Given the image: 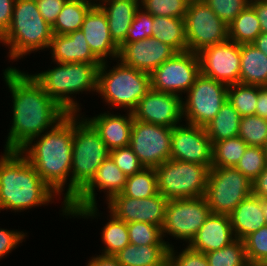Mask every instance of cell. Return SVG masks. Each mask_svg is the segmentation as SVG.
<instances>
[{"label": "cell", "mask_w": 267, "mask_h": 266, "mask_svg": "<svg viewBox=\"0 0 267 266\" xmlns=\"http://www.w3.org/2000/svg\"><path fill=\"white\" fill-rule=\"evenodd\" d=\"M3 75L13 99L12 125L4 147L20 150L32 138L54 128L69 113L49 97L31 74L8 67Z\"/></svg>", "instance_id": "cell-1"}, {"label": "cell", "mask_w": 267, "mask_h": 266, "mask_svg": "<svg viewBox=\"0 0 267 266\" xmlns=\"http://www.w3.org/2000/svg\"><path fill=\"white\" fill-rule=\"evenodd\" d=\"M72 148L73 114H68L54 128L32 138L19 150L42 180L59 196L64 194L61 193L64 186L69 184L62 206L63 214L67 216V205L71 202V178L68 177L71 175Z\"/></svg>", "instance_id": "cell-2"}, {"label": "cell", "mask_w": 267, "mask_h": 266, "mask_svg": "<svg viewBox=\"0 0 267 266\" xmlns=\"http://www.w3.org/2000/svg\"><path fill=\"white\" fill-rule=\"evenodd\" d=\"M56 195L19 150H4L0 158V210L24 211L53 202Z\"/></svg>", "instance_id": "cell-3"}, {"label": "cell", "mask_w": 267, "mask_h": 266, "mask_svg": "<svg viewBox=\"0 0 267 266\" xmlns=\"http://www.w3.org/2000/svg\"><path fill=\"white\" fill-rule=\"evenodd\" d=\"M57 67L32 74L50 98L69 114L80 112L72 94L83 91L97 92L98 69L102 63H56Z\"/></svg>", "instance_id": "cell-4"}, {"label": "cell", "mask_w": 267, "mask_h": 266, "mask_svg": "<svg viewBox=\"0 0 267 266\" xmlns=\"http://www.w3.org/2000/svg\"><path fill=\"white\" fill-rule=\"evenodd\" d=\"M52 36V27L40 14L37 3L16 0L11 25L0 43L10 49L9 58L17 61L33 51L49 49Z\"/></svg>", "instance_id": "cell-5"}, {"label": "cell", "mask_w": 267, "mask_h": 266, "mask_svg": "<svg viewBox=\"0 0 267 266\" xmlns=\"http://www.w3.org/2000/svg\"><path fill=\"white\" fill-rule=\"evenodd\" d=\"M79 115L73 113L71 201L92 180L110 152L95 129Z\"/></svg>", "instance_id": "cell-6"}, {"label": "cell", "mask_w": 267, "mask_h": 266, "mask_svg": "<svg viewBox=\"0 0 267 266\" xmlns=\"http://www.w3.org/2000/svg\"><path fill=\"white\" fill-rule=\"evenodd\" d=\"M107 60L98 69L97 92L111 107L132 112L139 100L151 89L150 74L120 61L107 70ZM129 109V110H128Z\"/></svg>", "instance_id": "cell-7"}, {"label": "cell", "mask_w": 267, "mask_h": 266, "mask_svg": "<svg viewBox=\"0 0 267 266\" xmlns=\"http://www.w3.org/2000/svg\"><path fill=\"white\" fill-rule=\"evenodd\" d=\"M154 169L158 192L168 200L205 195L210 170L207 166L169 159Z\"/></svg>", "instance_id": "cell-8"}, {"label": "cell", "mask_w": 267, "mask_h": 266, "mask_svg": "<svg viewBox=\"0 0 267 266\" xmlns=\"http://www.w3.org/2000/svg\"><path fill=\"white\" fill-rule=\"evenodd\" d=\"M252 195V181L235 167H211L205 199L211 213L230 215L237 205Z\"/></svg>", "instance_id": "cell-9"}, {"label": "cell", "mask_w": 267, "mask_h": 266, "mask_svg": "<svg viewBox=\"0 0 267 266\" xmlns=\"http://www.w3.org/2000/svg\"><path fill=\"white\" fill-rule=\"evenodd\" d=\"M188 50L200 52L205 47L229 39L228 25L203 0H190L184 17Z\"/></svg>", "instance_id": "cell-10"}, {"label": "cell", "mask_w": 267, "mask_h": 266, "mask_svg": "<svg viewBox=\"0 0 267 266\" xmlns=\"http://www.w3.org/2000/svg\"><path fill=\"white\" fill-rule=\"evenodd\" d=\"M228 86L200 74L182 101L183 118L189 124L205 127L227 100Z\"/></svg>", "instance_id": "cell-11"}, {"label": "cell", "mask_w": 267, "mask_h": 266, "mask_svg": "<svg viewBox=\"0 0 267 266\" xmlns=\"http://www.w3.org/2000/svg\"><path fill=\"white\" fill-rule=\"evenodd\" d=\"M127 176L109 156L97 169L92 180L67 205L69 216L90 217L97 216L95 188L107 192V202L116 194L123 192Z\"/></svg>", "instance_id": "cell-12"}, {"label": "cell", "mask_w": 267, "mask_h": 266, "mask_svg": "<svg viewBox=\"0 0 267 266\" xmlns=\"http://www.w3.org/2000/svg\"><path fill=\"white\" fill-rule=\"evenodd\" d=\"M210 214L211 210L204 196L168 200L162 236L168 234L186 241L189 245Z\"/></svg>", "instance_id": "cell-13"}, {"label": "cell", "mask_w": 267, "mask_h": 266, "mask_svg": "<svg viewBox=\"0 0 267 266\" xmlns=\"http://www.w3.org/2000/svg\"><path fill=\"white\" fill-rule=\"evenodd\" d=\"M200 74L198 53L176 52L150 74L151 89L182 97Z\"/></svg>", "instance_id": "cell-14"}, {"label": "cell", "mask_w": 267, "mask_h": 266, "mask_svg": "<svg viewBox=\"0 0 267 266\" xmlns=\"http://www.w3.org/2000/svg\"><path fill=\"white\" fill-rule=\"evenodd\" d=\"M172 128L133 119L130 133L132 151L144 168H155L171 158Z\"/></svg>", "instance_id": "cell-15"}, {"label": "cell", "mask_w": 267, "mask_h": 266, "mask_svg": "<svg viewBox=\"0 0 267 266\" xmlns=\"http://www.w3.org/2000/svg\"><path fill=\"white\" fill-rule=\"evenodd\" d=\"M201 74L227 86L240 83V44L228 39L198 52Z\"/></svg>", "instance_id": "cell-16"}, {"label": "cell", "mask_w": 267, "mask_h": 266, "mask_svg": "<svg viewBox=\"0 0 267 266\" xmlns=\"http://www.w3.org/2000/svg\"><path fill=\"white\" fill-rule=\"evenodd\" d=\"M212 167V143L204 127L178 124L171 132V158Z\"/></svg>", "instance_id": "cell-17"}, {"label": "cell", "mask_w": 267, "mask_h": 266, "mask_svg": "<svg viewBox=\"0 0 267 266\" xmlns=\"http://www.w3.org/2000/svg\"><path fill=\"white\" fill-rule=\"evenodd\" d=\"M167 202L168 199L159 192L142 199L120 193L108 201V208L117 219L126 223L146 222L162 228Z\"/></svg>", "instance_id": "cell-18"}, {"label": "cell", "mask_w": 267, "mask_h": 266, "mask_svg": "<svg viewBox=\"0 0 267 266\" xmlns=\"http://www.w3.org/2000/svg\"><path fill=\"white\" fill-rule=\"evenodd\" d=\"M182 97L150 89L132 111L134 119L168 128L180 124L183 118Z\"/></svg>", "instance_id": "cell-19"}, {"label": "cell", "mask_w": 267, "mask_h": 266, "mask_svg": "<svg viewBox=\"0 0 267 266\" xmlns=\"http://www.w3.org/2000/svg\"><path fill=\"white\" fill-rule=\"evenodd\" d=\"M176 51L158 39L149 37L119 47L118 61L137 70L151 74Z\"/></svg>", "instance_id": "cell-20"}, {"label": "cell", "mask_w": 267, "mask_h": 266, "mask_svg": "<svg viewBox=\"0 0 267 266\" xmlns=\"http://www.w3.org/2000/svg\"><path fill=\"white\" fill-rule=\"evenodd\" d=\"M81 30L90 50L101 62L109 56L117 60L119 47L110 36L106 14L97 4L86 14Z\"/></svg>", "instance_id": "cell-21"}, {"label": "cell", "mask_w": 267, "mask_h": 266, "mask_svg": "<svg viewBox=\"0 0 267 266\" xmlns=\"http://www.w3.org/2000/svg\"><path fill=\"white\" fill-rule=\"evenodd\" d=\"M235 240L229 215L211 213L189 246L204 254L219 250Z\"/></svg>", "instance_id": "cell-22"}, {"label": "cell", "mask_w": 267, "mask_h": 266, "mask_svg": "<svg viewBox=\"0 0 267 266\" xmlns=\"http://www.w3.org/2000/svg\"><path fill=\"white\" fill-rule=\"evenodd\" d=\"M125 115L101 113L85 120L95 129L109 150L121 148L130 144V133L133 124V113Z\"/></svg>", "instance_id": "cell-23"}, {"label": "cell", "mask_w": 267, "mask_h": 266, "mask_svg": "<svg viewBox=\"0 0 267 266\" xmlns=\"http://www.w3.org/2000/svg\"><path fill=\"white\" fill-rule=\"evenodd\" d=\"M49 48L56 63H102L90 50L81 29L68 35L53 34Z\"/></svg>", "instance_id": "cell-24"}, {"label": "cell", "mask_w": 267, "mask_h": 266, "mask_svg": "<svg viewBox=\"0 0 267 266\" xmlns=\"http://www.w3.org/2000/svg\"><path fill=\"white\" fill-rule=\"evenodd\" d=\"M97 5L106 14L112 40L120 47L125 42L136 11L140 8V0H99Z\"/></svg>", "instance_id": "cell-25"}, {"label": "cell", "mask_w": 267, "mask_h": 266, "mask_svg": "<svg viewBox=\"0 0 267 266\" xmlns=\"http://www.w3.org/2000/svg\"><path fill=\"white\" fill-rule=\"evenodd\" d=\"M229 216L235 239L243 240L267 225L262 211V199L253 194L242 200Z\"/></svg>", "instance_id": "cell-26"}, {"label": "cell", "mask_w": 267, "mask_h": 266, "mask_svg": "<svg viewBox=\"0 0 267 266\" xmlns=\"http://www.w3.org/2000/svg\"><path fill=\"white\" fill-rule=\"evenodd\" d=\"M168 245L129 243L115 255L122 266H168Z\"/></svg>", "instance_id": "cell-27"}, {"label": "cell", "mask_w": 267, "mask_h": 266, "mask_svg": "<svg viewBox=\"0 0 267 266\" xmlns=\"http://www.w3.org/2000/svg\"><path fill=\"white\" fill-rule=\"evenodd\" d=\"M240 84L267 85V56L251 44H240Z\"/></svg>", "instance_id": "cell-28"}, {"label": "cell", "mask_w": 267, "mask_h": 266, "mask_svg": "<svg viewBox=\"0 0 267 266\" xmlns=\"http://www.w3.org/2000/svg\"><path fill=\"white\" fill-rule=\"evenodd\" d=\"M152 37L176 52L188 50L184 18L153 16Z\"/></svg>", "instance_id": "cell-29"}, {"label": "cell", "mask_w": 267, "mask_h": 266, "mask_svg": "<svg viewBox=\"0 0 267 266\" xmlns=\"http://www.w3.org/2000/svg\"><path fill=\"white\" fill-rule=\"evenodd\" d=\"M240 120L241 115L226 100L216 116L204 127L212 145L220 140L237 137Z\"/></svg>", "instance_id": "cell-30"}, {"label": "cell", "mask_w": 267, "mask_h": 266, "mask_svg": "<svg viewBox=\"0 0 267 266\" xmlns=\"http://www.w3.org/2000/svg\"><path fill=\"white\" fill-rule=\"evenodd\" d=\"M95 4L91 0H67L51 26L53 34L68 35L80 30L86 14Z\"/></svg>", "instance_id": "cell-31"}, {"label": "cell", "mask_w": 267, "mask_h": 266, "mask_svg": "<svg viewBox=\"0 0 267 266\" xmlns=\"http://www.w3.org/2000/svg\"><path fill=\"white\" fill-rule=\"evenodd\" d=\"M260 33L259 19L250 5L228 24V37L237 44H251Z\"/></svg>", "instance_id": "cell-32"}, {"label": "cell", "mask_w": 267, "mask_h": 266, "mask_svg": "<svg viewBox=\"0 0 267 266\" xmlns=\"http://www.w3.org/2000/svg\"><path fill=\"white\" fill-rule=\"evenodd\" d=\"M247 147L239 136L215 142L212 145V167H235Z\"/></svg>", "instance_id": "cell-33"}, {"label": "cell", "mask_w": 267, "mask_h": 266, "mask_svg": "<svg viewBox=\"0 0 267 266\" xmlns=\"http://www.w3.org/2000/svg\"><path fill=\"white\" fill-rule=\"evenodd\" d=\"M101 236L106 245L102 255L115 256L130 243L127 223L117 219L112 213L109 222L103 227Z\"/></svg>", "instance_id": "cell-34"}, {"label": "cell", "mask_w": 267, "mask_h": 266, "mask_svg": "<svg viewBox=\"0 0 267 266\" xmlns=\"http://www.w3.org/2000/svg\"><path fill=\"white\" fill-rule=\"evenodd\" d=\"M125 196L142 199L158 193L157 175L154 168H143L140 172L128 176L122 192Z\"/></svg>", "instance_id": "cell-35"}, {"label": "cell", "mask_w": 267, "mask_h": 266, "mask_svg": "<svg viewBox=\"0 0 267 266\" xmlns=\"http://www.w3.org/2000/svg\"><path fill=\"white\" fill-rule=\"evenodd\" d=\"M261 87L240 83L229 85L227 100L241 117L255 115L258 91Z\"/></svg>", "instance_id": "cell-36"}, {"label": "cell", "mask_w": 267, "mask_h": 266, "mask_svg": "<svg viewBox=\"0 0 267 266\" xmlns=\"http://www.w3.org/2000/svg\"><path fill=\"white\" fill-rule=\"evenodd\" d=\"M209 266H250L243 240L235 239L229 245L205 254Z\"/></svg>", "instance_id": "cell-37"}, {"label": "cell", "mask_w": 267, "mask_h": 266, "mask_svg": "<svg viewBox=\"0 0 267 266\" xmlns=\"http://www.w3.org/2000/svg\"><path fill=\"white\" fill-rule=\"evenodd\" d=\"M238 136L248 146L263 148L267 140V120L258 115L241 117Z\"/></svg>", "instance_id": "cell-38"}, {"label": "cell", "mask_w": 267, "mask_h": 266, "mask_svg": "<svg viewBox=\"0 0 267 266\" xmlns=\"http://www.w3.org/2000/svg\"><path fill=\"white\" fill-rule=\"evenodd\" d=\"M129 241L134 245H170L163 240L162 228L146 222L127 223Z\"/></svg>", "instance_id": "cell-39"}, {"label": "cell", "mask_w": 267, "mask_h": 266, "mask_svg": "<svg viewBox=\"0 0 267 266\" xmlns=\"http://www.w3.org/2000/svg\"><path fill=\"white\" fill-rule=\"evenodd\" d=\"M267 165V154L262 147L248 146L235 168L254 181Z\"/></svg>", "instance_id": "cell-40"}, {"label": "cell", "mask_w": 267, "mask_h": 266, "mask_svg": "<svg viewBox=\"0 0 267 266\" xmlns=\"http://www.w3.org/2000/svg\"><path fill=\"white\" fill-rule=\"evenodd\" d=\"M190 0H140V8L152 16L184 18Z\"/></svg>", "instance_id": "cell-41"}, {"label": "cell", "mask_w": 267, "mask_h": 266, "mask_svg": "<svg viewBox=\"0 0 267 266\" xmlns=\"http://www.w3.org/2000/svg\"><path fill=\"white\" fill-rule=\"evenodd\" d=\"M243 242L250 265L265 266L267 264V225L246 236Z\"/></svg>", "instance_id": "cell-42"}, {"label": "cell", "mask_w": 267, "mask_h": 266, "mask_svg": "<svg viewBox=\"0 0 267 266\" xmlns=\"http://www.w3.org/2000/svg\"><path fill=\"white\" fill-rule=\"evenodd\" d=\"M227 25L248 5L250 0H203Z\"/></svg>", "instance_id": "cell-43"}, {"label": "cell", "mask_w": 267, "mask_h": 266, "mask_svg": "<svg viewBox=\"0 0 267 266\" xmlns=\"http://www.w3.org/2000/svg\"><path fill=\"white\" fill-rule=\"evenodd\" d=\"M153 16L139 8L128 30L124 43H132L152 37Z\"/></svg>", "instance_id": "cell-44"}, {"label": "cell", "mask_w": 267, "mask_h": 266, "mask_svg": "<svg viewBox=\"0 0 267 266\" xmlns=\"http://www.w3.org/2000/svg\"><path fill=\"white\" fill-rule=\"evenodd\" d=\"M109 156L127 177L144 168L129 145L110 150Z\"/></svg>", "instance_id": "cell-45"}, {"label": "cell", "mask_w": 267, "mask_h": 266, "mask_svg": "<svg viewBox=\"0 0 267 266\" xmlns=\"http://www.w3.org/2000/svg\"><path fill=\"white\" fill-rule=\"evenodd\" d=\"M173 247L174 245L169 247L168 266H209L205 254L192 249L189 245L178 255Z\"/></svg>", "instance_id": "cell-46"}, {"label": "cell", "mask_w": 267, "mask_h": 266, "mask_svg": "<svg viewBox=\"0 0 267 266\" xmlns=\"http://www.w3.org/2000/svg\"><path fill=\"white\" fill-rule=\"evenodd\" d=\"M26 233L20 231H11L0 228V259L9 254L16 246L23 242Z\"/></svg>", "instance_id": "cell-47"}, {"label": "cell", "mask_w": 267, "mask_h": 266, "mask_svg": "<svg viewBox=\"0 0 267 266\" xmlns=\"http://www.w3.org/2000/svg\"><path fill=\"white\" fill-rule=\"evenodd\" d=\"M67 0H40L37 6L44 20L53 25Z\"/></svg>", "instance_id": "cell-48"}, {"label": "cell", "mask_w": 267, "mask_h": 266, "mask_svg": "<svg viewBox=\"0 0 267 266\" xmlns=\"http://www.w3.org/2000/svg\"><path fill=\"white\" fill-rule=\"evenodd\" d=\"M15 2L16 0H0V38L11 25Z\"/></svg>", "instance_id": "cell-49"}, {"label": "cell", "mask_w": 267, "mask_h": 266, "mask_svg": "<svg viewBox=\"0 0 267 266\" xmlns=\"http://www.w3.org/2000/svg\"><path fill=\"white\" fill-rule=\"evenodd\" d=\"M249 5L257 14L261 26V32L267 33V0H250Z\"/></svg>", "instance_id": "cell-50"}, {"label": "cell", "mask_w": 267, "mask_h": 266, "mask_svg": "<svg viewBox=\"0 0 267 266\" xmlns=\"http://www.w3.org/2000/svg\"><path fill=\"white\" fill-rule=\"evenodd\" d=\"M252 194L260 199H267V165L252 182Z\"/></svg>", "instance_id": "cell-51"}, {"label": "cell", "mask_w": 267, "mask_h": 266, "mask_svg": "<svg viewBox=\"0 0 267 266\" xmlns=\"http://www.w3.org/2000/svg\"><path fill=\"white\" fill-rule=\"evenodd\" d=\"M255 115L267 120V88L265 86L258 91Z\"/></svg>", "instance_id": "cell-52"}, {"label": "cell", "mask_w": 267, "mask_h": 266, "mask_svg": "<svg viewBox=\"0 0 267 266\" xmlns=\"http://www.w3.org/2000/svg\"><path fill=\"white\" fill-rule=\"evenodd\" d=\"M86 266H122L115 256L98 255L92 257Z\"/></svg>", "instance_id": "cell-53"}, {"label": "cell", "mask_w": 267, "mask_h": 266, "mask_svg": "<svg viewBox=\"0 0 267 266\" xmlns=\"http://www.w3.org/2000/svg\"><path fill=\"white\" fill-rule=\"evenodd\" d=\"M252 44L267 56V33H260Z\"/></svg>", "instance_id": "cell-54"}, {"label": "cell", "mask_w": 267, "mask_h": 266, "mask_svg": "<svg viewBox=\"0 0 267 266\" xmlns=\"http://www.w3.org/2000/svg\"><path fill=\"white\" fill-rule=\"evenodd\" d=\"M262 211H263L265 221L267 224V199H262Z\"/></svg>", "instance_id": "cell-55"}, {"label": "cell", "mask_w": 267, "mask_h": 266, "mask_svg": "<svg viewBox=\"0 0 267 266\" xmlns=\"http://www.w3.org/2000/svg\"><path fill=\"white\" fill-rule=\"evenodd\" d=\"M263 149H264V151L266 152V154H267V140H266V143H265V145L263 146Z\"/></svg>", "instance_id": "cell-56"}, {"label": "cell", "mask_w": 267, "mask_h": 266, "mask_svg": "<svg viewBox=\"0 0 267 266\" xmlns=\"http://www.w3.org/2000/svg\"><path fill=\"white\" fill-rule=\"evenodd\" d=\"M29 1H33V2H36V3H37V2H39L40 0H29Z\"/></svg>", "instance_id": "cell-57"}]
</instances>
